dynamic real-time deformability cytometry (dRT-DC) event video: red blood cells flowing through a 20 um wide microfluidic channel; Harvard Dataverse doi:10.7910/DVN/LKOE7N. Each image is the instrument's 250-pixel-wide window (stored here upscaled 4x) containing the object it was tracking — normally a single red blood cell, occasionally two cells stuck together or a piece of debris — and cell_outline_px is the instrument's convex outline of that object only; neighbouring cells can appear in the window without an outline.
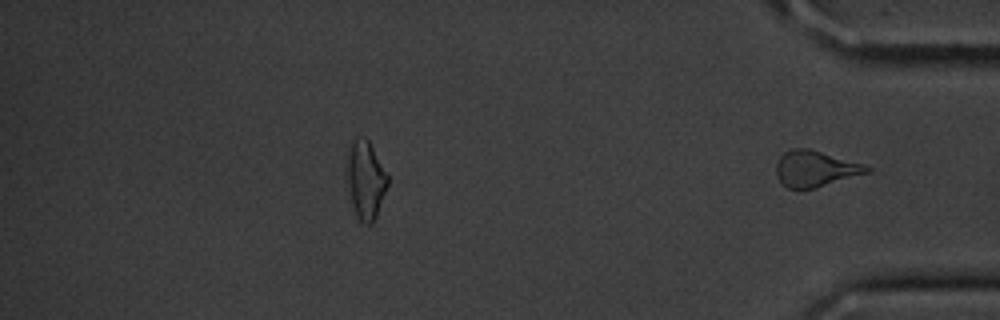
{"species": "common noctule bat (a hibernating species)", "species_latin": "Nyctalus noctula", "temperature_condition": "cold", "stored_images_in_passage": 39, "segment_of_instrument_passage": [2, 2], "camera_frame_rate_fps": 3000, "um_per_image_px": 0.085, "animal": {"sex": "male", "body_mass_g": 20.1, "forearm_length_mm": 53.5}, "frame": {"image": 1, "passage_image": 39, "time_ms": 12.667, "image_size_px": [1000, 320], "cell_outline_px": [[872, 172], [816, 188], [800, 192], [788, 188], [780, 184], [776, 176], [776, 164], [780, 156], [784, 152], [792, 148], [808, 148], [864, 164], [872, 168]], "centroid_in_image_um": [69.28, 14.38], "position_along_channel_um": 365.9, "area_um2": 19.65}}